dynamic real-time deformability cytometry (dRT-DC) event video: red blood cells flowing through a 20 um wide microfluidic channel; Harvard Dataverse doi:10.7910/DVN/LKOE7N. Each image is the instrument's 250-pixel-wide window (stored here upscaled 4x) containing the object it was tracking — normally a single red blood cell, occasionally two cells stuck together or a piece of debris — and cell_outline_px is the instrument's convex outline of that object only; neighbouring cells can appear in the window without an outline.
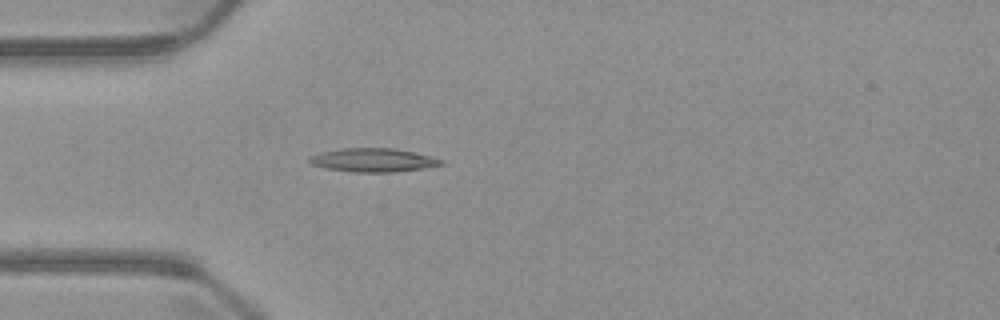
{"species": "common noctule bat (a hibernating species)", "species_latin": "Nyctalus noctula", "temperature_condition": "warm", "stored_images_in_passage": 4, "camera_frame_rate_fps": 3000, "um_per_image_px": 0.085, "animal": {"sex": "male", "body_mass_g": 23.1, "forearm_length_mm": 52.7}, "frame": {"image": 1, "passage_image": 4, "time_ms": 3.333, "image_size_px": [1000, 320], "cell_outline_px": [[444, 164], [396, 172], [352, 172], [328, 168], [312, 164], [308, 160], [308, 156], [320, 152], [340, 148], [396, 148], [444, 160]], "centroid_in_image_um": [31.67, 13.6], "position_along_channel_um": 53.3, "area_um2": 17.98}}